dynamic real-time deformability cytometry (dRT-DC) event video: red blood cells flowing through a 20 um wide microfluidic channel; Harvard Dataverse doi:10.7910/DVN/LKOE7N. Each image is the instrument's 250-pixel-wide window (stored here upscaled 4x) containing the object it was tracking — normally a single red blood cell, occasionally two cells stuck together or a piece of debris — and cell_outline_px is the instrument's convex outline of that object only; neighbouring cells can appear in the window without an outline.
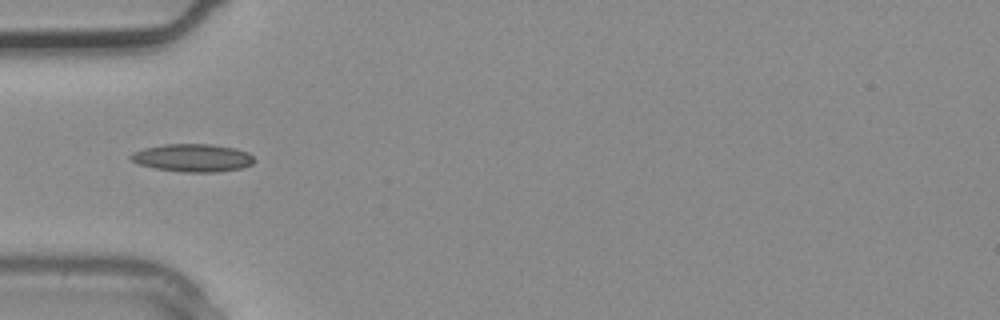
{"species": "common noctule bat (a hibernating species)", "species_latin": "Nyctalus noctula", "temperature_condition": "warm", "stored_images_in_passage": 3, "camera_frame_rate_fps": 3000, "um_per_image_px": 0.085, "animal": {"sex": "male", "body_mass_g": 20.4}, "frame": {"image": 1, "passage_image": 3, "time_ms": 0.667, "image_size_px": [1000, 320], "cell_outline_px": [[256, 160], [252, 164], [240, 168], [220, 172], [184, 172], [156, 168], [140, 164], [132, 160], [128, 156], [132, 152], [144, 148], [164, 144], [212, 144], [236, 148], [248, 152]], "centroid_in_image_um": [16.4, 13.41], "position_along_channel_um": 68.6, "area_um2": 20.06}}